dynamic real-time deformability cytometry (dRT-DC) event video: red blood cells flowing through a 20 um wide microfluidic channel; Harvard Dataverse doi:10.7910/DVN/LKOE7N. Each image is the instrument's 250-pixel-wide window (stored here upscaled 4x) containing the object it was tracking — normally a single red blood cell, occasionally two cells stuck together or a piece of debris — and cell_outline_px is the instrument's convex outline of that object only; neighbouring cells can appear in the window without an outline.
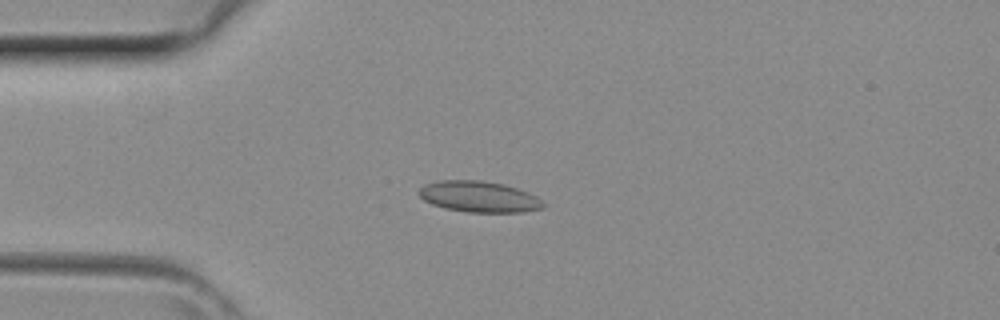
{"species": "common noctule bat (a hibernating species)", "species_latin": "Nyctalus noctula", "temperature_condition": "room temperature", "stored_images_in_passage": 42, "camera_frame_rate_fps": 3000, "um_per_image_px": 0.085, "animal": {"sex": "female", "body_mass_g": 29.2, "forearm_length_mm": 56.3}, "frame": {"image": 1, "passage_image": 11, "time_ms": 3.333, "image_size_px": [1000, 320], "cell_outline_px": [[544, 208], [524, 212], [468, 212], [444, 208], [432, 204], [424, 200], [420, 196], [420, 188], [424, 184], [436, 180], [480, 180], [504, 184], [528, 192], [536, 196], [544, 204]], "centroid_in_image_um": [40.71, 16.71], "position_along_channel_um": 44.3, "area_um2": 22.48}}
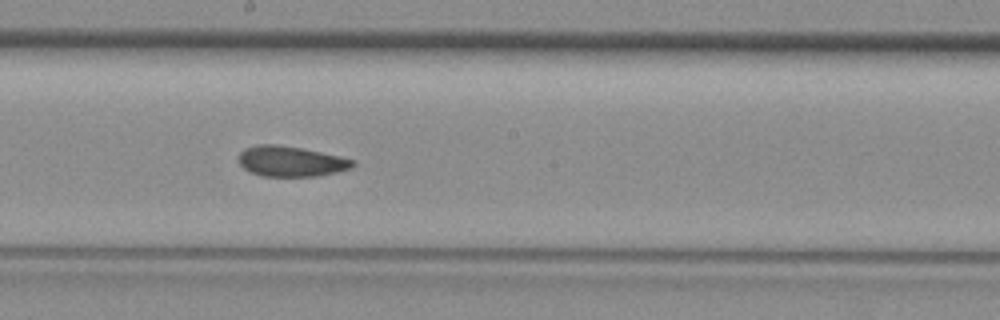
{"frame": {"image": 2, "passage_image": 23, "time_ms": 7.333, "image_size_px": [1000, 320], "cell_outline_px": [[356, 164], [352, 168], [336, 172], [316, 176], [264, 176], [252, 172], [244, 168], [240, 164], [240, 152], [244, 148], [256, 144], [276, 144], [300, 148], [340, 156], [356, 160]], "centroid_in_image_um": [24.75, 13.7], "position_along_channel_um": 223.4, "area_um2": 20.11}}
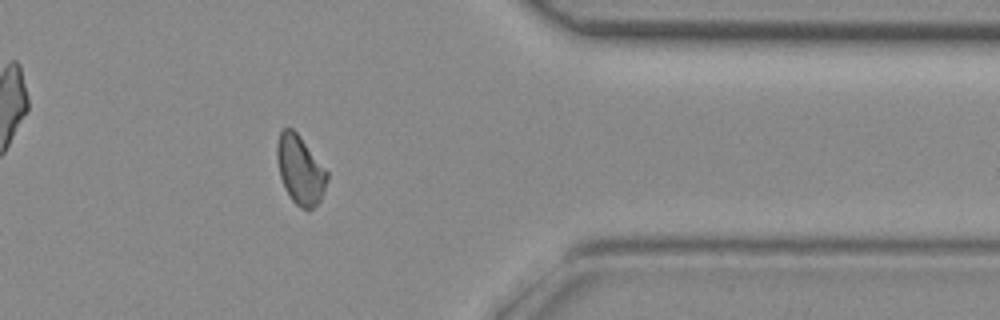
{"frame": {"image": 3, "passage_image": 34, "time_ms": 11.0, "image_size_px": [1000, 320], "cell_outline_px": [[328, 176], [324, 192], [320, 200], [312, 208], [300, 208], [292, 200], [284, 188], [280, 176], [276, 156], [276, 144], [280, 132], [284, 128], [292, 128], [300, 136], [328, 172]], "centroid_in_image_um": [25.5, 14.43], "position_along_channel_um": 385.9, "area_um2": 19.94}}